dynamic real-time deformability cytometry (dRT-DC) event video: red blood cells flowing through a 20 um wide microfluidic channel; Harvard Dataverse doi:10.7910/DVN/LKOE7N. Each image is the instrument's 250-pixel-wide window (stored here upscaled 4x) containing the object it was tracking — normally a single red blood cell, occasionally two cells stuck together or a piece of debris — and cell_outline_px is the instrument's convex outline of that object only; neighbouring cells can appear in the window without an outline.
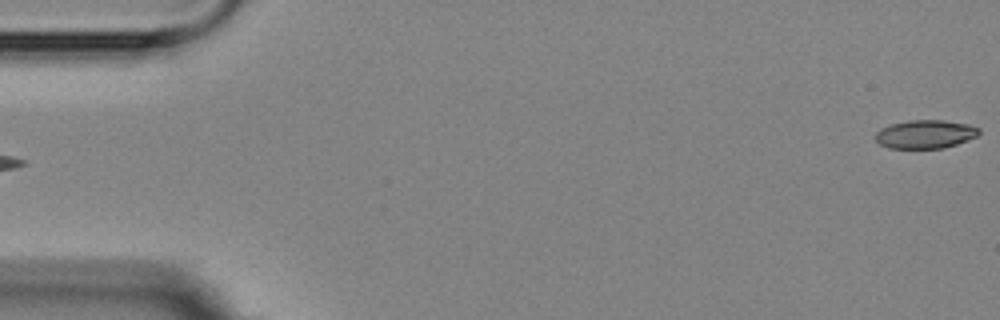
{"species": "Egyptian fruit bat (a non-hibernating species)", "species_latin": "Rousettus aegyptiacus", "temperature_condition": "room temperature", "stored_images_in_passage": 4, "segment_of_instrument_passage": [2, 2], "camera_frame_rate_fps": 3000, "um_per_image_px": 0.085, "animal": {"sex": "female"}, "frame": {"image": 1, "passage_image": 4, "time_ms": 4.0, "image_size_px": [1000, 320], "cell_outline_px": [[980, 132], [976, 136], [968, 140], [944, 148], [888, 148], [880, 144], [876, 140], [876, 132], [880, 128], [892, 124], [908, 120], [944, 120], [968, 124], [980, 128]], "centroid_in_image_um": [78.65, 11.4], "position_along_channel_um": 6.3, "area_um2": 17.17}}